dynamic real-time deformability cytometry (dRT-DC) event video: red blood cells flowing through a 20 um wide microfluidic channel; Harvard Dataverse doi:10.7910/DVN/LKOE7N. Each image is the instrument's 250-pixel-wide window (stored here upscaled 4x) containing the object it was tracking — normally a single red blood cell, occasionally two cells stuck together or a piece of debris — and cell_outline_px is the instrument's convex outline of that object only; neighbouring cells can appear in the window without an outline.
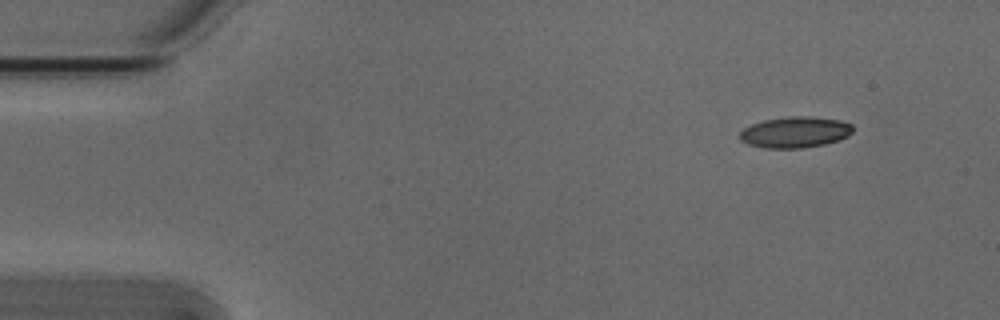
{"species": "Egyptian fruit bat (a non-hibernating species)", "species_latin": "Rousettus aegyptiacus", "temperature_condition": "cold", "stored_images_in_passage": 4, "camera_frame_rate_fps": 3000, "um_per_image_px": 0.085, "animal": {"sex": "male"}, "frame": {"image": 1, "passage_image": 1, "time_ms": 0.0, "image_size_px": [1000, 320], "cell_outline_px": [[852, 132], [848, 136], [824, 144], [800, 148], [764, 148], [748, 144], [740, 140], [740, 132], [744, 128], [752, 124], [764, 120], [788, 116], [812, 116], [840, 120], [852, 124]], "centroid_in_image_um": [67.57, 11.23], "position_along_channel_um": 17.4, "area_um2": 20.4}}
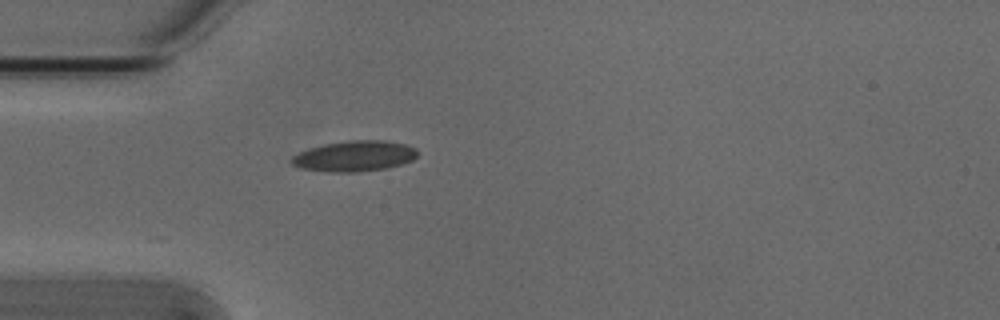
{"frame": {"image": 2, "passage_image": 4, "time_ms": 1.0, "image_size_px": [1000, 320], "cell_outline_px": [[416, 156], [412, 160], [388, 168], [356, 172], [328, 172], [300, 168], [292, 164], [288, 160], [292, 156], [300, 152], [324, 144], [348, 140], [384, 140], [404, 144], [416, 148]], "centroid_in_image_um": [30.1, 13.27], "position_along_channel_um": 54.9, "area_um2": 22.43}}